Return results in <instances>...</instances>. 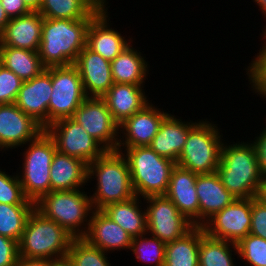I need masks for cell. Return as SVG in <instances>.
<instances>
[{"instance_id":"obj_1","label":"cell","mask_w":266,"mask_h":266,"mask_svg":"<svg viewBox=\"0 0 266 266\" xmlns=\"http://www.w3.org/2000/svg\"><path fill=\"white\" fill-rule=\"evenodd\" d=\"M108 4L102 2L86 19H49L43 17L41 43L38 50L43 65L67 66L74 64L86 46L91 20Z\"/></svg>"},{"instance_id":"obj_2","label":"cell","mask_w":266,"mask_h":266,"mask_svg":"<svg viewBox=\"0 0 266 266\" xmlns=\"http://www.w3.org/2000/svg\"><path fill=\"white\" fill-rule=\"evenodd\" d=\"M229 144L223 143L217 168L223 186L235 198L258 197L264 179L253 142L233 141Z\"/></svg>"},{"instance_id":"obj_3","label":"cell","mask_w":266,"mask_h":266,"mask_svg":"<svg viewBox=\"0 0 266 266\" xmlns=\"http://www.w3.org/2000/svg\"><path fill=\"white\" fill-rule=\"evenodd\" d=\"M88 183L97 182L90 195L92 207L101 210L111 203L126 201L135 196L128 163L119 151H106L88 164Z\"/></svg>"},{"instance_id":"obj_4","label":"cell","mask_w":266,"mask_h":266,"mask_svg":"<svg viewBox=\"0 0 266 266\" xmlns=\"http://www.w3.org/2000/svg\"><path fill=\"white\" fill-rule=\"evenodd\" d=\"M117 151L128 163L135 195L146 198L166 194L176 162L158 155L149 146L117 147Z\"/></svg>"},{"instance_id":"obj_5","label":"cell","mask_w":266,"mask_h":266,"mask_svg":"<svg viewBox=\"0 0 266 266\" xmlns=\"http://www.w3.org/2000/svg\"><path fill=\"white\" fill-rule=\"evenodd\" d=\"M85 188L51 191L43 195L35 209L47 219L63 227L74 238H83L88 231L93 207ZM87 193V194H86Z\"/></svg>"},{"instance_id":"obj_6","label":"cell","mask_w":266,"mask_h":266,"mask_svg":"<svg viewBox=\"0 0 266 266\" xmlns=\"http://www.w3.org/2000/svg\"><path fill=\"white\" fill-rule=\"evenodd\" d=\"M74 237L35 208L18 242L19 257L56 259L67 256Z\"/></svg>"},{"instance_id":"obj_7","label":"cell","mask_w":266,"mask_h":266,"mask_svg":"<svg viewBox=\"0 0 266 266\" xmlns=\"http://www.w3.org/2000/svg\"><path fill=\"white\" fill-rule=\"evenodd\" d=\"M204 120H198L189 131L183 151L176 162V165L196 174L217 172L225 141L218 124L208 121L207 118Z\"/></svg>"},{"instance_id":"obj_8","label":"cell","mask_w":266,"mask_h":266,"mask_svg":"<svg viewBox=\"0 0 266 266\" xmlns=\"http://www.w3.org/2000/svg\"><path fill=\"white\" fill-rule=\"evenodd\" d=\"M24 146L22 167L16 172L25 196L36 203L43 195L51 192L50 167L56 146L45 130Z\"/></svg>"},{"instance_id":"obj_9","label":"cell","mask_w":266,"mask_h":266,"mask_svg":"<svg viewBox=\"0 0 266 266\" xmlns=\"http://www.w3.org/2000/svg\"><path fill=\"white\" fill-rule=\"evenodd\" d=\"M52 94L48 106V126L72 118L76 109L87 98L81 76L74 64L52 66Z\"/></svg>"},{"instance_id":"obj_10","label":"cell","mask_w":266,"mask_h":266,"mask_svg":"<svg viewBox=\"0 0 266 266\" xmlns=\"http://www.w3.org/2000/svg\"><path fill=\"white\" fill-rule=\"evenodd\" d=\"M143 200L147 208V233L165 244L183 237L194 227L165 195L148 196Z\"/></svg>"},{"instance_id":"obj_11","label":"cell","mask_w":266,"mask_h":266,"mask_svg":"<svg viewBox=\"0 0 266 266\" xmlns=\"http://www.w3.org/2000/svg\"><path fill=\"white\" fill-rule=\"evenodd\" d=\"M72 119L80 124L106 151H117L119 124L102 97H87Z\"/></svg>"},{"instance_id":"obj_12","label":"cell","mask_w":266,"mask_h":266,"mask_svg":"<svg viewBox=\"0 0 266 266\" xmlns=\"http://www.w3.org/2000/svg\"><path fill=\"white\" fill-rule=\"evenodd\" d=\"M45 131L53 139L56 150L87 164L100 158L106 150L72 118L58 120Z\"/></svg>"},{"instance_id":"obj_13","label":"cell","mask_w":266,"mask_h":266,"mask_svg":"<svg viewBox=\"0 0 266 266\" xmlns=\"http://www.w3.org/2000/svg\"><path fill=\"white\" fill-rule=\"evenodd\" d=\"M252 198H237L209 218L202 228L207 236L238 243L250 234Z\"/></svg>"},{"instance_id":"obj_14","label":"cell","mask_w":266,"mask_h":266,"mask_svg":"<svg viewBox=\"0 0 266 266\" xmlns=\"http://www.w3.org/2000/svg\"><path fill=\"white\" fill-rule=\"evenodd\" d=\"M44 130L40 123L22 112L15 103L0 104V151L24 147Z\"/></svg>"},{"instance_id":"obj_15","label":"cell","mask_w":266,"mask_h":266,"mask_svg":"<svg viewBox=\"0 0 266 266\" xmlns=\"http://www.w3.org/2000/svg\"><path fill=\"white\" fill-rule=\"evenodd\" d=\"M168 114L150 102L119 124L118 147L149 146Z\"/></svg>"},{"instance_id":"obj_16","label":"cell","mask_w":266,"mask_h":266,"mask_svg":"<svg viewBox=\"0 0 266 266\" xmlns=\"http://www.w3.org/2000/svg\"><path fill=\"white\" fill-rule=\"evenodd\" d=\"M51 92L52 67H48L40 75L31 80L23 81L15 104L45 129L48 127V106Z\"/></svg>"},{"instance_id":"obj_17","label":"cell","mask_w":266,"mask_h":266,"mask_svg":"<svg viewBox=\"0 0 266 266\" xmlns=\"http://www.w3.org/2000/svg\"><path fill=\"white\" fill-rule=\"evenodd\" d=\"M107 5L91 20L87 30L86 46L107 61H113L133 40L126 39L109 24ZM109 17V18H108ZM131 40V41H130Z\"/></svg>"},{"instance_id":"obj_18","label":"cell","mask_w":266,"mask_h":266,"mask_svg":"<svg viewBox=\"0 0 266 266\" xmlns=\"http://www.w3.org/2000/svg\"><path fill=\"white\" fill-rule=\"evenodd\" d=\"M77 67L87 97H102L113 85L111 62L87 46L78 54Z\"/></svg>"},{"instance_id":"obj_19","label":"cell","mask_w":266,"mask_h":266,"mask_svg":"<svg viewBox=\"0 0 266 266\" xmlns=\"http://www.w3.org/2000/svg\"><path fill=\"white\" fill-rule=\"evenodd\" d=\"M197 174L176 165L171 172L165 196L194 226H199V201L196 192Z\"/></svg>"},{"instance_id":"obj_20","label":"cell","mask_w":266,"mask_h":266,"mask_svg":"<svg viewBox=\"0 0 266 266\" xmlns=\"http://www.w3.org/2000/svg\"><path fill=\"white\" fill-rule=\"evenodd\" d=\"M90 245L106 253L130 249L132 238L102 210H93L88 231L83 237Z\"/></svg>"},{"instance_id":"obj_21","label":"cell","mask_w":266,"mask_h":266,"mask_svg":"<svg viewBox=\"0 0 266 266\" xmlns=\"http://www.w3.org/2000/svg\"><path fill=\"white\" fill-rule=\"evenodd\" d=\"M42 25L43 16L39 12L11 18L0 33V46L38 51Z\"/></svg>"},{"instance_id":"obj_22","label":"cell","mask_w":266,"mask_h":266,"mask_svg":"<svg viewBox=\"0 0 266 266\" xmlns=\"http://www.w3.org/2000/svg\"><path fill=\"white\" fill-rule=\"evenodd\" d=\"M198 123L193 120L183 121L181 118L169 113L162 123L159 130L152 140L149 147L158 155L177 162L183 151L189 131Z\"/></svg>"},{"instance_id":"obj_23","label":"cell","mask_w":266,"mask_h":266,"mask_svg":"<svg viewBox=\"0 0 266 266\" xmlns=\"http://www.w3.org/2000/svg\"><path fill=\"white\" fill-rule=\"evenodd\" d=\"M196 192L199 201V226L237 199L223 186L217 172L197 174Z\"/></svg>"},{"instance_id":"obj_24","label":"cell","mask_w":266,"mask_h":266,"mask_svg":"<svg viewBox=\"0 0 266 266\" xmlns=\"http://www.w3.org/2000/svg\"><path fill=\"white\" fill-rule=\"evenodd\" d=\"M144 87L134 84L113 83L102 96L113 119L118 124H121L125 119L142 110L151 102L147 98Z\"/></svg>"},{"instance_id":"obj_25","label":"cell","mask_w":266,"mask_h":266,"mask_svg":"<svg viewBox=\"0 0 266 266\" xmlns=\"http://www.w3.org/2000/svg\"><path fill=\"white\" fill-rule=\"evenodd\" d=\"M88 164L56 150L50 167L51 191H69L88 185Z\"/></svg>"},{"instance_id":"obj_26","label":"cell","mask_w":266,"mask_h":266,"mask_svg":"<svg viewBox=\"0 0 266 266\" xmlns=\"http://www.w3.org/2000/svg\"><path fill=\"white\" fill-rule=\"evenodd\" d=\"M130 43L111 61V73L114 83H126L144 86L148 79L149 67L146 57ZM147 76V77H146Z\"/></svg>"},{"instance_id":"obj_27","label":"cell","mask_w":266,"mask_h":266,"mask_svg":"<svg viewBox=\"0 0 266 266\" xmlns=\"http://www.w3.org/2000/svg\"><path fill=\"white\" fill-rule=\"evenodd\" d=\"M141 200L135 195L126 201L108 204L101 210L131 238H135L147 233L146 208L141 210Z\"/></svg>"},{"instance_id":"obj_28","label":"cell","mask_w":266,"mask_h":266,"mask_svg":"<svg viewBox=\"0 0 266 266\" xmlns=\"http://www.w3.org/2000/svg\"><path fill=\"white\" fill-rule=\"evenodd\" d=\"M204 235L202 226H194L183 237L166 243L164 266H199V244Z\"/></svg>"},{"instance_id":"obj_29","label":"cell","mask_w":266,"mask_h":266,"mask_svg":"<svg viewBox=\"0 0 266 266\" xmlns=\"http://www.w3.org/2000/svg\"><path fill=\"white\" fill-rule=\"evenodd\" d=\"M1 64L13 71L22 81H28L40 75L46 67L38 51L0 46Z\"/></svg>"},{"instance_id":"obj_30","label":"cell","mask_w":266,"mask_h":266,"mask_svg":"<svg viewBox=\"0 0 266 266\" xmlns=\"http://www.w3.org/2000/svg\"><path fill=\"white\" fill-rule=\"evenodd\" d=\"M107 0H42L39 13L49 19H86Z\"/></svg>"},{"instance_id":"obj_31","label":"cell","mask_w":266,"mask_h":266,"mask_svg":"<svg viewBox=\"0 0 266 266\" xmlns=\"http://www.w3.org/2000/svg\"><path fill=\"white\" fill-rule=\"evenodd\" d=\"M234 254L238 256L236 243L215 239L205 234L199 244V266H236L234 263L237 262L232 257Z\"/></svg>"},{"instance_id":"obj_32","label":"cell","mask_w":266,"mask_h":266,"mask_svg":"<svg viewBox=\"0 0 266 266\" xmlns=\"http://www.w3.org/2000/svg\"><path fill=\"white\" fill-rule=\"evenodd\" d=\"M35 205H9L0 203V235L19 242L26 221Z\"/></svg>"},{"instance_id":"obj_33","label":"cell","mask_w":266,"mask_h":266,"mask_svg":"<svg viewBox=\"0 0 266 266\" xmlns=\"http://www.w3.org/2000/svg\"><path fill=\"white\" fill-rule=\"evenodd\" d=\"M165 248L166 244L164 242L146 233L132 238L129 250L135 255L134 257L138 262L149 263L152 266H164Z\"/></svg>"},{"instance_id":"obj_34","label":"cell","mask_w":266,"mask_h":266,"mask_svg":"<svg viewBox=\"0 0 266 266\" xmlns=\"http://www.w3.org/2000/svg\"><path fill=\"white\" fill-rule=\"evenodd\" d=\"M107 255L83 238H74L67 252L74 266H111Z\"/></svg>"},{"instance_id":"obj_35","label":"cell","mask_w":266,"mask_h":266,"mask_svg":"<svg viewBox=\"0 0 266 266\" xmlns=\"http://www.w3.org/2000/svg\"><path fill=\"white\" fill-rule=\"evenodd\" d=\"M0 169V203L9 205H35L23 191L17 173L7 174Z\"/></svg>"},{"instance_id":"obj_36","label":"cell","mask_w":266,"mask_h":266,"mask_svg":"<svg viewBox=\"0 0 266 266\" xmlns=\"http://www.w3.org/2000/svg\"><path fill=\"white\" fill-rule=\"evenodd\" d=\"M238 258L250 266H266V240L248 234L237 243Z\"/></svg>"},{"instance_id":"obj_37","label":"cell","mask_w":266,"mask_h":266,"mask_svg":"<svg viewBox=\"0 0 266 266\" xmlns=\"http://www.w3.org/2000/svg\"><path fill=\"white\" fill-rule=\"evenodd\" d=\"M23 81L11 70L0 65V104L15 103Z\"/></svg>"},{"instance_id":"obj_38","label":"cell","mask_w":266,"mask_h":266,"mask_svg":"<svg viewBox=\"0 0 266 266\" xmlns=\"http://www.w3.org/2000/svg\"><path fill=\"white\" fill-rule=\"evenodd\" d=\"M250 234L266 240V203L258 196L252 198Z\"/></svg>"},{"instance_id":"obj_39","label":"cell","mask_w":266,"mask_h":266,"mask_svg":"<svg viewBox=\"0 0 266 266\" xmlns=\"http://www.w3.org/2000/svg\"><path fill=\"white\" fill-rule=\"evenodd\" d=\"M18 258V242L0 235V266H15Z\"/></svg>"},{"instance_id":"obj_40","label":"cell","mask_w":266,"mask_h":266,"mask_svg":"<svg viewBox=\"0 0 266 266\" xmlns=\"http://www.w3.org/2000/svg\"><path fill=\"white\" fill-rule=\"evenodd\" d=\"M261 131L258 133L259 135H257L254 140L251 139V141L253 142L257 152V158L262 177L264 180H266V127L264 128L263 126Z\"/></svg>"},{"instance_id":"obj_41","label":"cell","mask_w":266,"mask_h":266,"mask_svg":"<svg viewBox=\"0 0 266 266\" xmlns=\"http://www.w3.org/2000/svg\"><path fill=\"white\" fill-rule=\"evenodd\" d=\"M8 17L14 18L29 14L31 11L24 4L23 0H0Z\"/></svg>"},{"instance_id":"obj_42","label":"cell","mask_w":266,"mask_h":266,"mask_svg":"<svg viewBox=\"0 0 266 266\" xmlns=\"http://www.w3.org/2000/svg\"><path fill=\"white\" fill-rule=\"evenodd\" d=\"M51 259L19 257L15 266H50Z\"/></svg>"},{"instance_id":"obj_43","label":"cell","mask_w":266,"mask_h":266,"mask_svg":"<svg viewBox=\"0 0 266 266\" xmlns=\"http://www.w3.org/2000/svg\"><path fill=\"white\" fill-rule=\"evenodd\" d=\"M50 266H74V264L68 256H65L61 258L51 259Z\"/></svg>"},{"instance_id":"obj_44","label":"cell","mask_w":266,"mask_h":266,"mask_svg":"<svg viewBox=\"0 0 266 266\" xmlns=\"http://www.w3.org/2000/svg\"><path fill=\"white\" fill-rule=\"evenodd\" d=\"M23 2L31 12H38L42 0H23Z\"/></svg>"},{"instance_id":"obj_45","label":"cell","mask_w":266,"mask_h":266,"mask_svg":"<svg viewBox=\"0 0 266 266\" xmlns=\"http://www.w3.org/2000/svg\"><path fill=\"white\" fill-rule=\"evenodd\" d=\"M9 21L10 18L6 14L5 9L2 7L0 1V33L4 30Z\"/></svg>"},{"instance_id":"obj_46","label":"cell","mask_w":266,"mask_h":266,"mask_svg":"<svg viewBox=\"0 0 266 266\" xmlns=\"http://www.w3.org/2000/svg\"><path fill=\"white\" fill-rule=\"evenodd\" d=\"M253 2H255L261 10L262 15H264L263 18H266V0H253Z\"/></svg>"},{"instance_id":"obj_47","label":"cell","mask_w":266,"mask_h":266,"mask_svg":"<svg viewBox=\"0 0 266 266\" xmlns=\"http://www.w3.org/2000/svg\"><path fill=\"white\" fill-rule=\"evenodd\" d=\"M259 197L266 203V180H264Z\"/></svg>"}]
</instances>
